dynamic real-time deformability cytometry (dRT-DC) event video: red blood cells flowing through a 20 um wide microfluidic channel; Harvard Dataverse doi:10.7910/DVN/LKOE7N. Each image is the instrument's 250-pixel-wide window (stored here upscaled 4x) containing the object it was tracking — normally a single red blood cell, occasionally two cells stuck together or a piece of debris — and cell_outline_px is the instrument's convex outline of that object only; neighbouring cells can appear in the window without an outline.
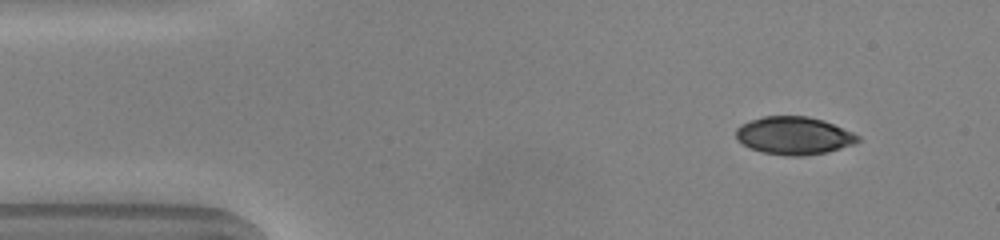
{"species": "common noctule bat (a hibernating species)", "species_latin": "Nyctalus noctula", "temperature_condition": "warm", "stored_images_in_passage": 45, "camera_frame_rate_fps": 3000, "um_per_image_px": 0.085, "animal": {"sex": "male", "body_mass_g": 20.0, "forearm_length_mm": 53.3}, "frame": {"image": 1, "passage_image": 1, "time_ms": 0.0, "image_size_px": [1000, 240], "cell_outline_px": [[860, 140], [856, 144], [828, 152], [804, 156], [788, 156], [764, 152], [752, 148], [736, 140], [736, 128], [740, 124], [764, 116], [808, 116], [824, 120], [852, 132], [860, 136]], "centroid_in_image_um": [67.51, 11.53], "position_along_channel_um": 17.5, "area_um2": 26.93}}
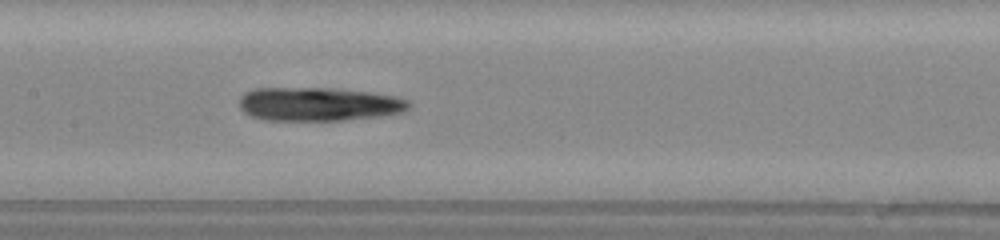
{"frame": {"image": 2, "passage_image": 19, "time_ms": 6.0, "image_size_px": [1000, 240], "cell_outline_px": [[412, 104], [404, 112], [380, 116], [340, 120], [264, 120], [252, 116], [244, 112], [240, 108], [240, 96], [244, 92], [256, 88], [332, 88], [368, 92], [392, 96], [408, 100]], "centroid_in_image_um": [27.06, 8.85], "position_along_channel_um": 180.3, "area_um2": 33.18}}
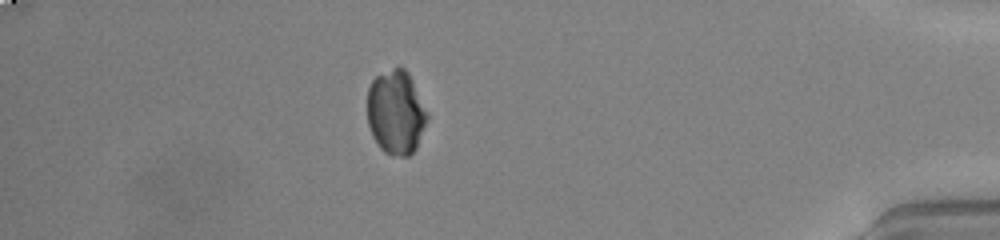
{"frame": {"image": 3, "passage_image": 39, "time_ms": 12.667, "image_size_px": [1000, 240], "cell_outline_px": [[428, 116], [416, 148], [408, 156], [392, 156], [384, 152], [380, 148], [372, 136], [368, 124], [368, 88], [372, 80], [376, 76], [400, 64], [408, 72], [428, 112]], "centroid_in_image_um": [33.64, 9.54], "position_along_channel_um": 401.6, "area_um2": 29.42}}